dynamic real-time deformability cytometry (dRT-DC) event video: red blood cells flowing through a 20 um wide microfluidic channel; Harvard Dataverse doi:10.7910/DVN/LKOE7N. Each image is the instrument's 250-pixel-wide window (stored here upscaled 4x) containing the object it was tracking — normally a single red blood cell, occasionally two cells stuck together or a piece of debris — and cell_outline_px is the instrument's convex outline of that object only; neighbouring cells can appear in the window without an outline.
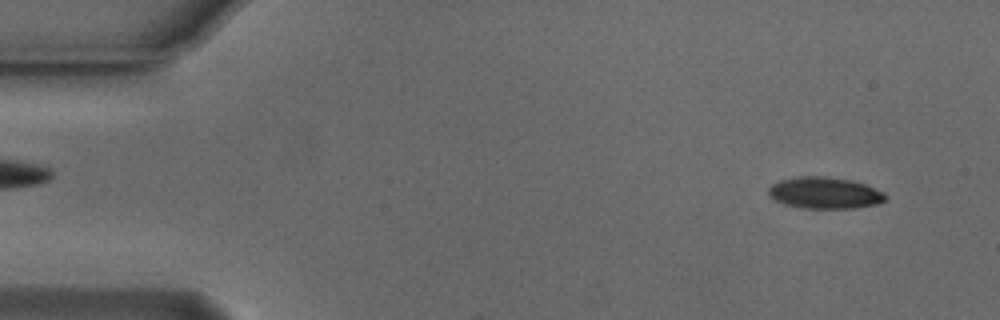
{"species": "Egyptian fruit bat (a non-hibernating species)", "species_latin": "Rousettus aegyptiacus", "temperature_condition": "cold", "stored_images_in_passage": 7, "camera_frame_rate_fps": 3000, "um_per_image_px": 0.085, "animal": {"sex": "male"}, "frame": {"image": 1, "passage_image": 3, "time_ms": 0.667, "image_size_px": [1000, 320], "cell_outline_px": [[888, 196], [880, 204], [856, 208], [800, 208], [784, 204], [768, 196], [768, 188], [772, 184], [780, 180], [800, 176], [824, 176], [852, 180], [864, 184], [884, 192]], "centroid_in_image_um": [70.11, 16.4], "position_along_channel_um": 14.9, "area_um2": 21.68}}